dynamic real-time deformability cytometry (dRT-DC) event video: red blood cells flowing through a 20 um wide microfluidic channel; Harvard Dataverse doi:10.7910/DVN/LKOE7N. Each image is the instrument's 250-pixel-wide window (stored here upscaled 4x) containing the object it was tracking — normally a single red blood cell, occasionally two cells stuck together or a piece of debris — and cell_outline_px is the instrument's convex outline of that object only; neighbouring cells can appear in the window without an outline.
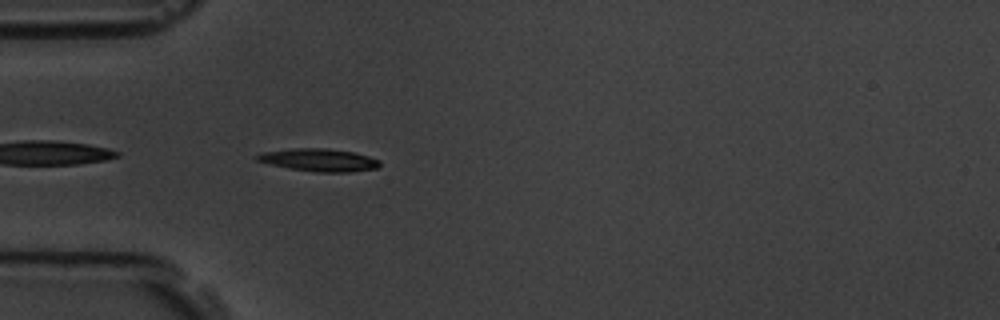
{"species": "common noctule bat (a hibernating species)", "species_latin": "Nyctalus noctula", "temperature_condition": "room temperature", "stored_images_in_passage": 1, "camera_frame_rate_fps": 3000, "um_per_image_px": 0.085, "animal": {"sex": "male", "body_mass_g": 19.5, "forearm_length_mm": 54.6}, "frame": {"image": 1, "passage_image": 1, "time_ms": 0.0, "image_size_px": [1000, 320], "cell_outline_px": [[380, 164], [376, 168], [348, 172], [316, 172], [292, 168], [272, 164], [256, 160], [252, 156], [260, 152], [296, 148], [328, 148], [352, 152], [368, 156], [380, 160]], "centroid_in_image_um": [27.09, 13.59], "position_along_channel_um": 57.9, "area_um2": 16.07}}